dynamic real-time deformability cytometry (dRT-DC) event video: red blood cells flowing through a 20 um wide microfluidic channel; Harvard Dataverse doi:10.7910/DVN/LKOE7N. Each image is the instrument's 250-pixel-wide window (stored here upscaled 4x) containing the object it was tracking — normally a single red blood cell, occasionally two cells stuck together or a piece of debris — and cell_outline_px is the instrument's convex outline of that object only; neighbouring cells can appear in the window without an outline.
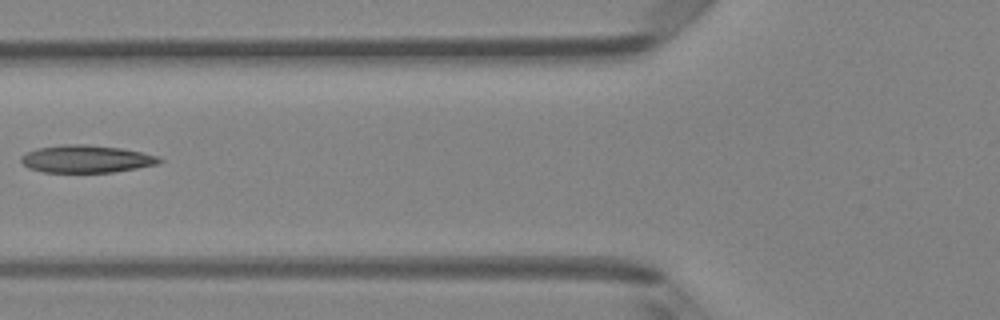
{"species": "Egyptian fruit bat (a non-hibernating species)", "species_latin": "Rousettus aegyptiacus", "temperature_condition": "room temperature", "stored_images_in_passage": 6, "camera_frame_rate_fps": 3000, "um_per_image_px": 0.085, "animal": {"sex": "female"}, "frame": {"image": 1, "passage_image": 5, "time_ms": 1.333, "image_size_px": [1000, 320], "cell_outline_px": [[164, 160], [156, 164], [136, 168], [112, 172], [44, 172], [28, 168], [20, 160], [20, 156], [36, 148], [60, 144], [88, 144], [120, 148], [160, 156]], "centroid_in_image_um": [7.31, 13.5], "position_along_channel_um": 118.5, "area_um2": 22.2}}
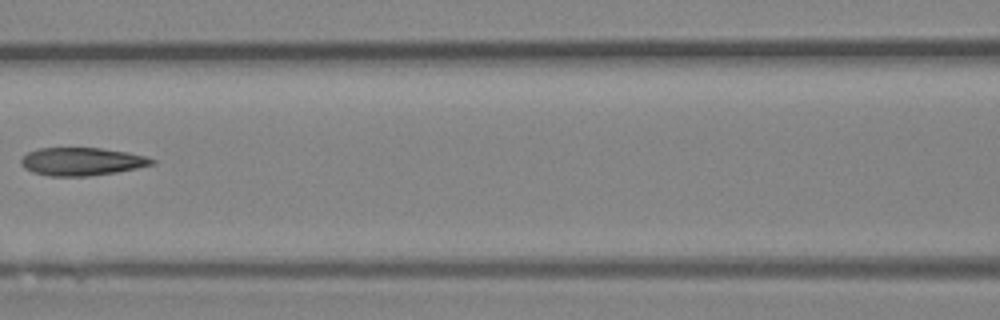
{"frame": {"image": 2, "passage_image": 6, "time_ms": 1.667, "image_size_px": [1000, 320], "cell_outline_px": [[156, 164], [116, 172], [88, 176], [48, 176], [32, 172], [24, 168], [20, 164], [20, 160], [28, 152], [40, 148], [100, 148], [128, 152], [144, 156], [156, 160]], "centroid_in_image_um": [6.94, 13.73], "position_along_channel_um": 159.7, "area_um2": 21.33}}